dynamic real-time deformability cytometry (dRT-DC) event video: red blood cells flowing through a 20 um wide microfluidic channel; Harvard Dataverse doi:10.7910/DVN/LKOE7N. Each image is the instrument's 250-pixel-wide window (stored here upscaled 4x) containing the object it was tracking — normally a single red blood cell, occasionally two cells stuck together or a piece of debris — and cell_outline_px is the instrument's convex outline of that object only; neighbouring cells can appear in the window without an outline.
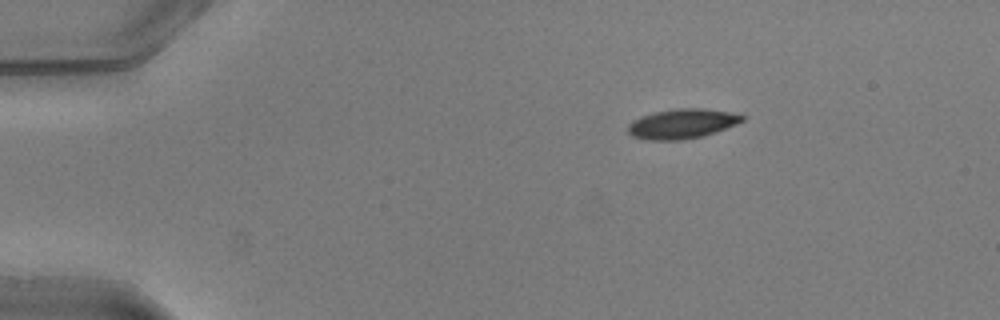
{"species": "common noctule bat (a hibernating species)", "species_latin": "Nyctalus noctula", "temperature_condition": "warm", "stored_images_in_passage": 43, "camera_frame_rate_fps": 3000, "um_per_image_px": 0.085, "animal": {"sex": "male", "body_mass_g": 20.5, "forearm_length_mm": 52.5}, "frame": {"image": 1, "passage_image": 1, "time_ms": 0.0, "image_size_px": [1000, 320], "cell_outline_px": [[744, 120], [736, 124], [704, 136], [684, 140], [648, 140], [632, 136], [628, 132], [628, 124], [632, 120], [640, 116], [656, 112], [676, 108], [704, 108], [728, 112], [744, 116]], "centroid_in_image_um": [57.94, 10.52], "position_along_channel_um": 27.1, "area_um2": 19.77}}
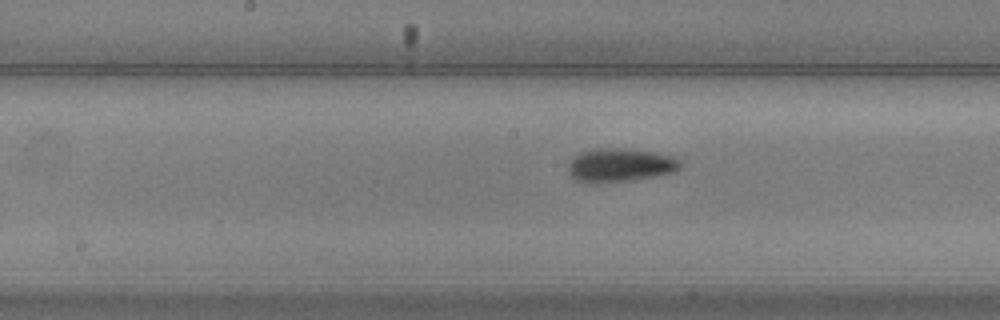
{"frame": {"image": 2, "passage_image": 19, "time_ms": 6.0, "image_size_px": [1000, 320], "cell_outline_px": [[680, 168], [676, 172], [632, 180], [596, 184], [588, 184], [572, 180], [568, 176], [568, 164], [572, 156], [580, 152], [592, 148], [628, 148], [656, 152], [672, 156], [680, 160]], "centroid_in_image_um": [52.63, 14.04], "position_along_channel_um": 195.6, "area_um2": 22.72}}
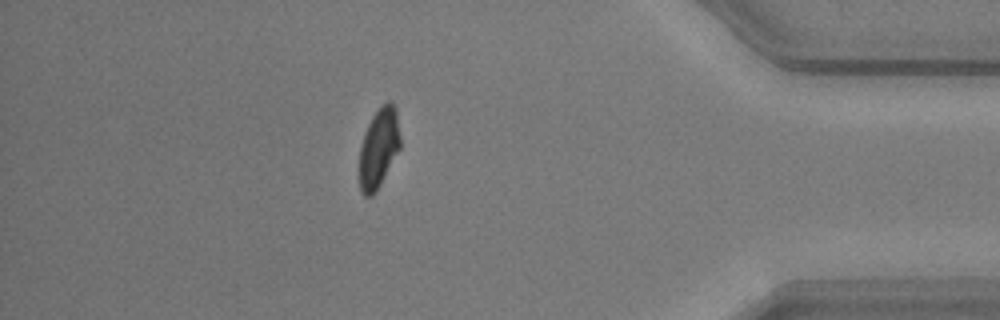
{"frame": {"image": 3, "passage_image": 37, "time_ms": 12.0, "image_size_px": [1000, 320], "cell_outline_px": [[400, 148], [380, 184], [372, 196], [364, 196], [360, 188], [360, 144], [364, 132], [372, 116], [380, 104], [388, 100], [396, 108], [400, 136]], "centroid_in_image_um": [32.19, 12.53], "position_along_channel_um": 403.0, "area_um2": 18.9}, "authors_computed_cell_mechanics": {"area_um2": 20.6924, "velocity_mm_per_s": 4.0601, "shape_relaxation_time_tau1_ms": 3.8633, "shape_relaxation_time_tau2_ms": 3.9719, "deformation_change_tau1": 0.1429, "deformation_change_tau2": 0.0629}}